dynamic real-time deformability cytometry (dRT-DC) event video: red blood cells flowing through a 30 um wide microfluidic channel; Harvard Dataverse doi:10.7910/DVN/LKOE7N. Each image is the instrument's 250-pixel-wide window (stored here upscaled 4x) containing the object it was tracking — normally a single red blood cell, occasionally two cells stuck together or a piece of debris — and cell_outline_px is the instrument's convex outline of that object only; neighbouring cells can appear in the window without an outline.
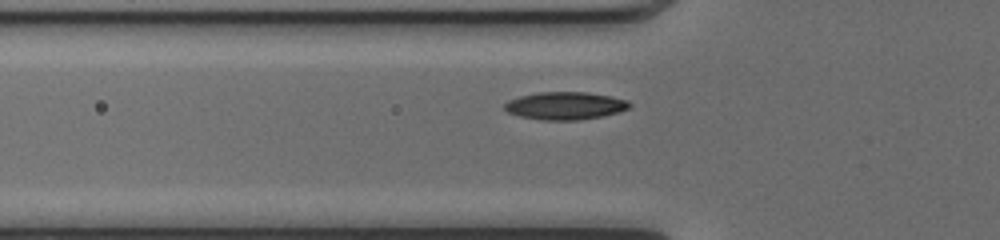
{"species": "common noctule bat (a hibernating species)", "species_latin": "Nyctalus noctula", "temperature_condition": "cold", "stored_images_in_passage": 31, "camera_frame_rate_fps": 3000, "um_per_image_px": 0.085, "animal": {"sex": "female", "body_mass_g": 17.0, "forearm_length_mm": 48.0}, "frame": {"image": 1, "passage_image": 3, "time_ms": 0.667, "image_size_px": [1000, 240], "cell_outline_px": [[632, 104], [628, 108], [620, 112], [604, 116], [580, 120], [540, 120], [520, 116], [508, 112], [504, 108], [504, 104], [508, 100], [520, 96], [536, 92], [588, 92], [612, 96], [628, 100]], "centroid_in_image_um": [48.07, 8.98], "position_along_channel_um": 77.7, "area_um2": 20.4}}
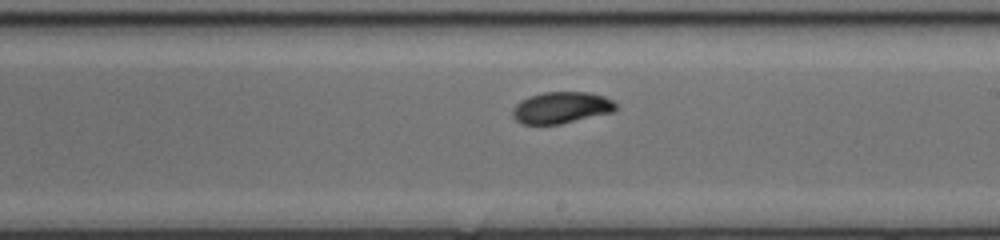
{"frame": {"image": 2, "passage_image": 15, "time_ms": 4.667, "image_size_px": [1000, 240], "cell_outline_px": [[616, 108], [612, 112], [560, 124], [524, 124], [516, 120], [512, 116], [512, 108], [520, 100], [528, 96], [544, 92], [588, 92], [604, 96], [612, 100], [616, 104]], "centroid_in_image_um": [47.68, 9.14], "position_along_channel_um": 241.3, "area_um2": 18.96}}
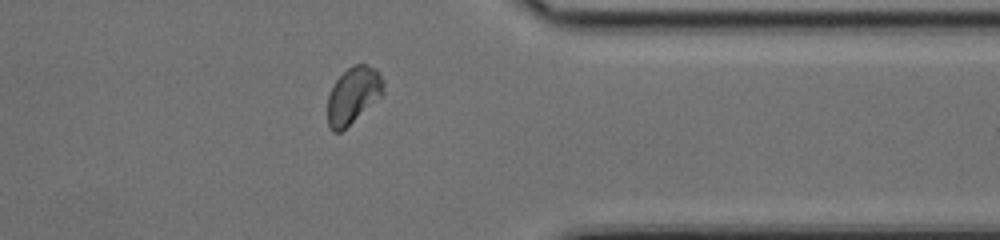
{"frame": {"image": 3, "passage_image": 26, "time_ms": 8.333, "image_size_px": [1000, 240], "cell_outline_px": [[384, 96], [340, 132], [332, 132], [328, 124], [328, 96], [336, 80], [348, 68], [356, 64], [364, 64], [376, 68], [380, 72], [384, 80]], "centroid_in_image_um": [30.07, 8.1], "position_along_channel_um": 381.3, "area_um2": 18.61}, "authors_computed_cell_mechanics": {"area_um2": 18.785, "velocity_mm_per_s": 4.0823, "shape_relaxation_time_tau1_ms": 5.6841, "shape_relaxation_time_tau2_ms": 1.627, "deformation_change_tau1": 0.1555, "deformation_change_tau2": 0.0421}}